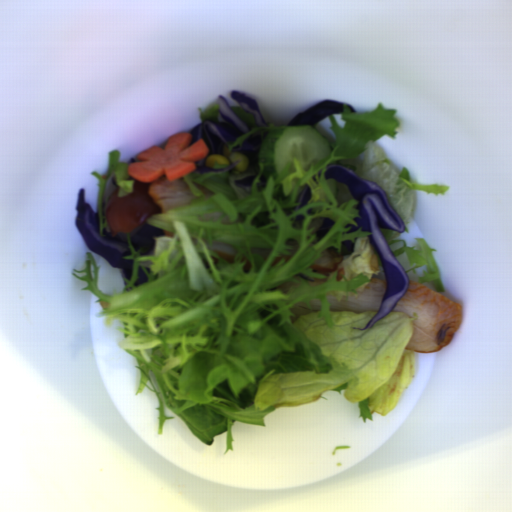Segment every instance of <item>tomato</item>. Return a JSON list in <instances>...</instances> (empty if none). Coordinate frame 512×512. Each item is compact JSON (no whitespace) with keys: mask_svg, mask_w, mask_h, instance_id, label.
<instances>
[{"mask_svg":"<svg viewBox=\"0 0 512 512\" xmlns=\"http://www.w3.org/2000/svg\"><path fill=\"white\" fill-rule=\"evenodd\" d=\"M149 182L135 180L133 191L119 196L116 188L108 197L104 212L113 236L131 232L153 214H161L154 198L149 193Z\"/></svg>","mask_w":512,"mask_h":512,"instance_id":"tomato-1","label":"tomato"}]
</instances>
